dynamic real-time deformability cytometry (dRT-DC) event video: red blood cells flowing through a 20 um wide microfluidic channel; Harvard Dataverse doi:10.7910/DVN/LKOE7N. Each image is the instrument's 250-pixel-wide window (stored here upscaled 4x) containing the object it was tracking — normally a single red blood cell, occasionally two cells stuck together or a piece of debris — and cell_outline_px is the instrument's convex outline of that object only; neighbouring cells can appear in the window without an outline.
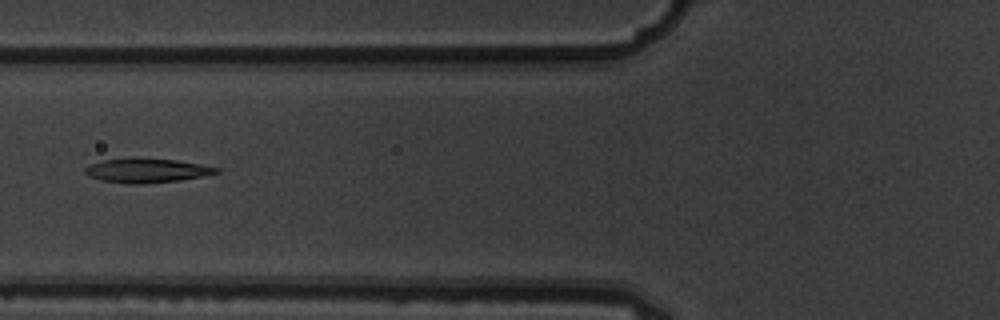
{"species": "common noctule bat (a hibernating species)", "species_latin": "Nyctalus noctula", "temperature_condition": "warm", "stored_images_in_passage": 5, "camera_frame_rate_fps": 3000, "um_per_image_px": 0.085, "animal": {"sex": "male", "body_mass_g": 19.5, "forearm_length_mm": 54.6}, "frame": {"image": 1, "passage_image": 2, "time_ms": 0.333, "image_size_px": [1000, 320], "cell_outline_px": [[220, 172], [204, 176], [180, 180], [144, 184], [128, 184], [100, 180], [88, 176], [84, 172], [84, 168], [88, 164], [104, 160], [136, 156], [176, 160], [200, 164], [220, 168]], "centroid_in_image_um": [12.44, 14.48], "position_along_channel_um": 113.4, "area_um2": 19.07}}
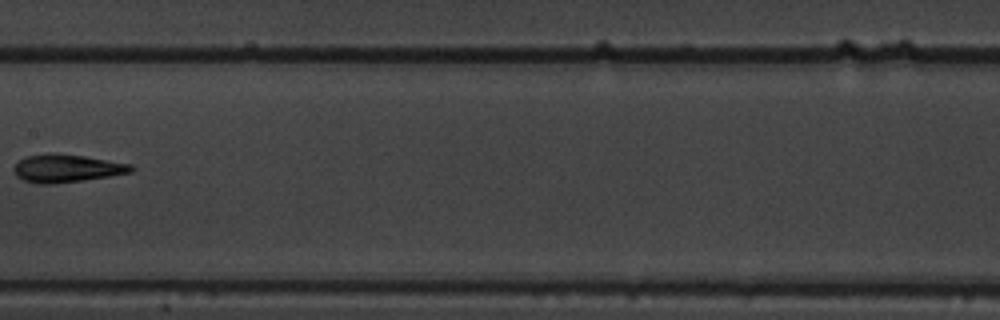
{"frame": {"image": 2, "passage_image": 4, "time_ms": 1.0, "image_size_px": [1000, 320], "cell_outline_px": [[136, 168], [132, 172], [108, 176], [52, 184], [40, 184], [24, 180], [16, 176], [12, 168], [24, 156], [48, 152], [56, 152], [84, 156], [132, 164]], "centroid_in_image_um": [5.64, 14.28], "position_along_channel_um": 201.8, "area_um2": 19.19}}
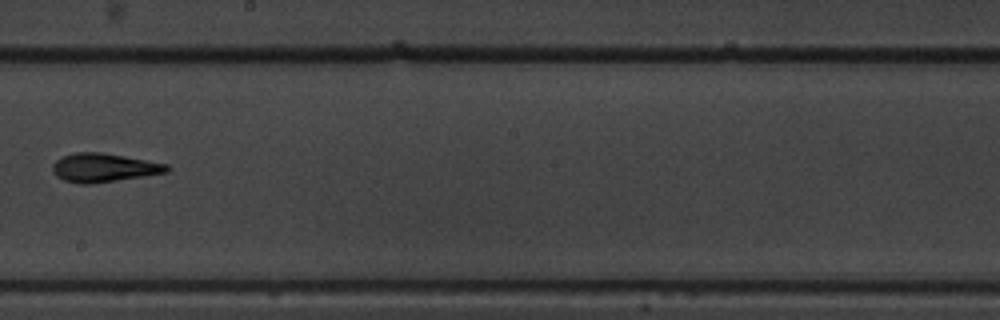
{"frame": {"image": 3, "passage_image": 5, "time_ms": 1.333, "image_size_px": [1000, 320], "cell_outline_px": [[168, 172], [144, 176], [92, 184], [76, 184], [64, 180], [56, 176], [52, 172], [52, 164], [60, 156], [76, 152], [100, 152], [124, 156], [168, 164]], "centroid_in_image_um": [8.76, 14.26], "position_along_channel_um": 239.4, "area_um2": 19.19}}